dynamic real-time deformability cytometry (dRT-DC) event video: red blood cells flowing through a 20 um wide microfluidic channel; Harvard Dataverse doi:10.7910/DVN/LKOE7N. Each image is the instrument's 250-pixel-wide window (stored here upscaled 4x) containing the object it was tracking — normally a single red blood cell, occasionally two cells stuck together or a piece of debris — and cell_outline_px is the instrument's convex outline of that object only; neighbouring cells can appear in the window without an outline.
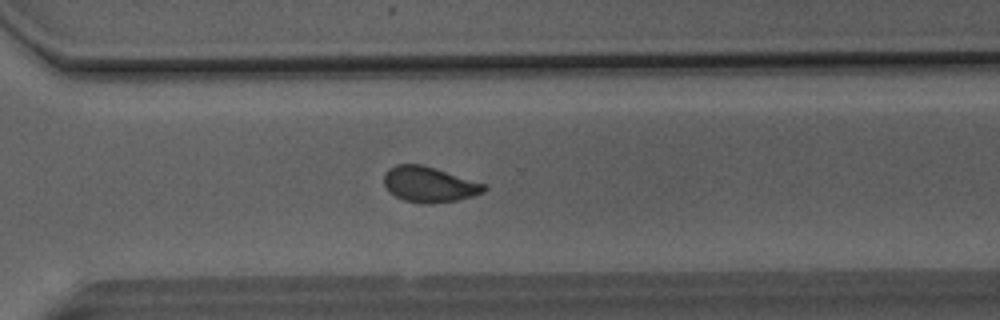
{"species": "Egyptian fruit bat (a non-hibernating species)", "species_latin": "Rousettus aegyptiacus", "temperature_condition": "room temperature", "stored_images_in_passage": 40, "camera_frame_rate_fps": 3000, "um_per_image_px": 0.085, "animal": {"sex": "male"}, "frame": {"image": 1, "passage_image": 26, "time_ms": 8.333, "image_size_px": [1000, 320], "cell_outline_px": [[488, 188], [484, 192], [472, 196], [456, 200], [404, 200], [388, 192], [384, 184], [384, 172], [388, 168], [396, 164], [424, 164], [488, 184]], "centroid_in_image_um": [36.5, 15.6], "position_along_channel_um": 334.1, "area_um2": 20.29}}
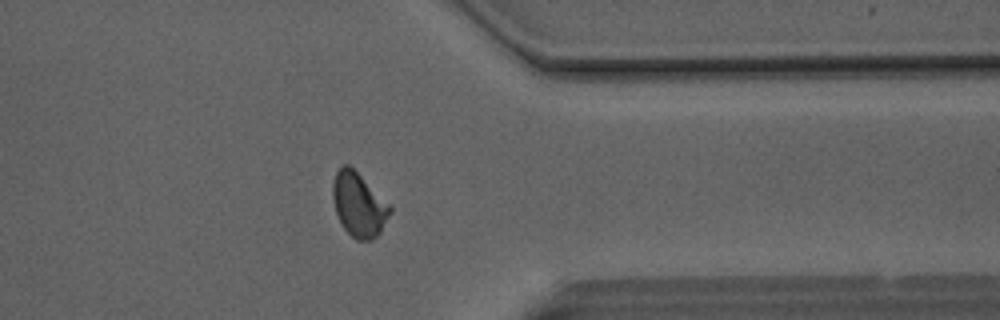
{"frame": {"image": 2, "passage_image": 30, "time_ms": 9.667, "image_size_px": [1000, 320], "cell_outline_px": [[392, 212], [380, 232], [372, 240], [356, 240], [344, 228], [336, 212], [332, 196], [332, 184], [336, 172], [344, 164], [348, 164], [392, 208]], "centroid_in_image_um": [30.48, 17.42], "position_along_channel_um": 380.9, "area_um2": 20.81}}
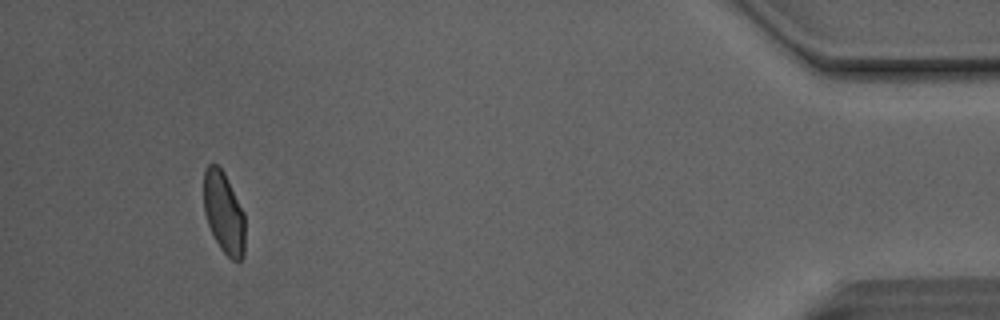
{"frame": {"image": 3, "passage_image": 37, "time_ms": 12.0, "image_size_px": [1000, 320], "cell_outline_px": [[244, 256], [240, 260], [232, 260], [220, 248], [208, 224], [204, 212], [204, 172], [208, 164], [216, 164], [224, 172], [244, 212]], "centroid_in_image_um": [19.02, 18.08], "position_along_channel_um": 416.2, "area_um2": 19.48}, "authors_computed_cell_mechanics": {"area_um2": 21.0103, "velocity_mm_per_s": 4.1252, "shape_relaxation_time_tau1_ms": 4.3166, "shape_relaxation_time_tau2_ms": null, "deformation_change_tau1": 0.0851, "deformation_change_tau2": null}}